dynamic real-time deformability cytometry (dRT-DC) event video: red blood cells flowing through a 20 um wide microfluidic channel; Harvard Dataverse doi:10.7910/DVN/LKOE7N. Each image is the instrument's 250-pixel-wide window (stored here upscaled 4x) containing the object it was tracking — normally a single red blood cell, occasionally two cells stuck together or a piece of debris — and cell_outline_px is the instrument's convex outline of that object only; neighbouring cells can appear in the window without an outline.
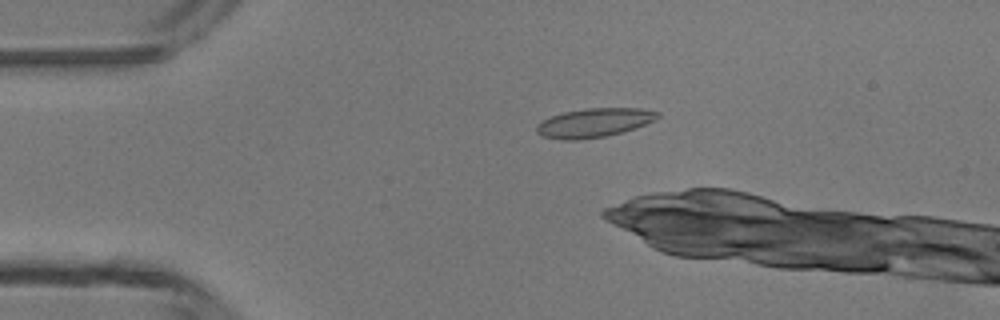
{"species": "common noctule bat (a hibernating species)", "species_latin": "Nyctalus noctula", "temperature_condition": "room temperature", "stored_images_in_passage": 2, "camera_frame_rate_fps": 3000, "um_per_image_px": 0.085, "animal": {"sex": "male", "body_mass_g": 13.3}, "frame": {"image": 1, "passage_image": 1, "time_ms": 0.0, "image_size_px": [1000, 320], "cell_outline_px": [[660, 116], [656, 120], [620, 132], [604, 136], [580, 140], [560, 140], [544, 136], [536, 132], [536, 124], [540, 120], [564, 112], [588, 108], [640, 108], [660, 112]], "centroid_in_image_um": [50.46, 10.43], "position_along_channel_um": 34.5, "area_um2": 20.35}}